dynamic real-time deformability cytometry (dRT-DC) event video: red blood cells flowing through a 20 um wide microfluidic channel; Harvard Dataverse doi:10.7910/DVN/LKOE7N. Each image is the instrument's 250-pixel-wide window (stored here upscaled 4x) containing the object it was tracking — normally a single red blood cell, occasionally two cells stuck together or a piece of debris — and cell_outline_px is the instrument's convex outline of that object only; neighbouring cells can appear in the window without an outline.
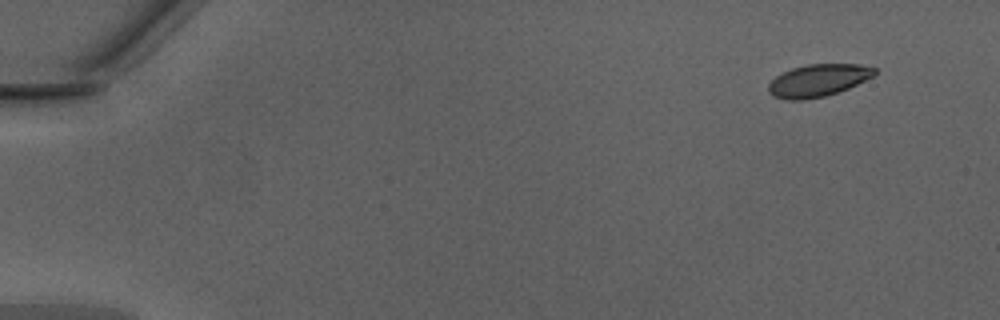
{"species": "Egyptian fruit bat (a non-hibernating species)", "species_latin": "Rousettus aegyptiacus", "temperature_condition": "warm", "stored_images_in_passage": 9, "camera_frame_rate_fps": 3000, "um_per_image_px": 0.085, "animal": {"sex": "male"}, "frame": {"image": 1, "passage_image": 1, "time_ms": 0.0, "image_size_px": [1000, 320], "cell_outline_px": [[876, 72], [872, 76], [848, 88], [824, 96], [804, 100], [788, 100], [772, 96], [768, 92], [768, 84], [776, 76], [792, 68], [808, 64], [860, 64], [876, 68]], "centroid_in_image_um": [69.5, 6.83], "position_along_channel_um": 15.5, "area_um2": 19.83}}